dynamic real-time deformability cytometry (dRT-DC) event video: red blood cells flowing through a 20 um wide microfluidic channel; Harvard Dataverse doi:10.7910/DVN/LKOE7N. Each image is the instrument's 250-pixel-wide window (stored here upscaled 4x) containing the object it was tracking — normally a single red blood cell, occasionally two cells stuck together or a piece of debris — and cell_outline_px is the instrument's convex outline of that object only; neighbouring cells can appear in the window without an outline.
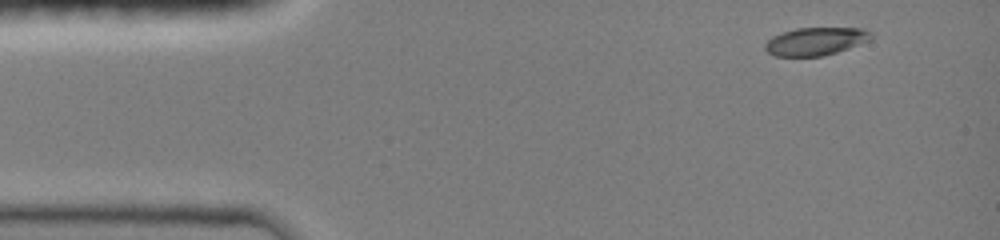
{"species": "common noctule bat (a hibernating species)", "species_latin": "Nyctalus noctula", "temperature_condition": "room temperature", "stored_images_in_passage": 4, "camera_frame_rate_fps": 3000, "um_per_image_px": 0.085, "animal": {"sex": "female", "body_mass_g": 19.0, "forearm_length_mm": 51.5}, "frame": {"image": 1, "passage_image": 1, "time_ms": 0.0, "image_size_px": [1000, 240], "cell_outline_px": [[872, 40], [824, 56], [776, 56], [768, 52], [764, 48], [764, 44], [772, 36], [796, 28], [864, 28], [872, 32]], "centroid_in_image_um": [69.36, 3.51], "position_along_channel_um": 15.6, "area_um2": 17.28}}
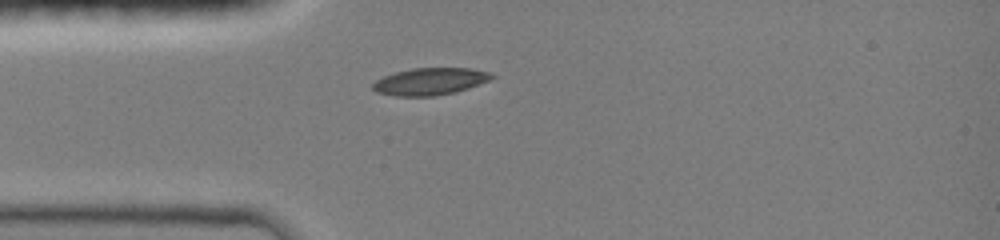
{"frame": {"image": 2, "passage_image": 4, "time_ms": 2.667, "image_size_px": [1000, 240], "cell_outline_px": [[496, 76], [488, 80], [468, 88], [456, 92], [432, 96], [396, 96], [376, 92], [372, 88], [372, 84], [376, 80], [384, 76], [396, 72], [412, 68], [472, 68], [488, 72]], "centroid_in_image_um": [36.53, 6.92], "position_along_channel_um": 48.5, "area_um2": 18.67}}